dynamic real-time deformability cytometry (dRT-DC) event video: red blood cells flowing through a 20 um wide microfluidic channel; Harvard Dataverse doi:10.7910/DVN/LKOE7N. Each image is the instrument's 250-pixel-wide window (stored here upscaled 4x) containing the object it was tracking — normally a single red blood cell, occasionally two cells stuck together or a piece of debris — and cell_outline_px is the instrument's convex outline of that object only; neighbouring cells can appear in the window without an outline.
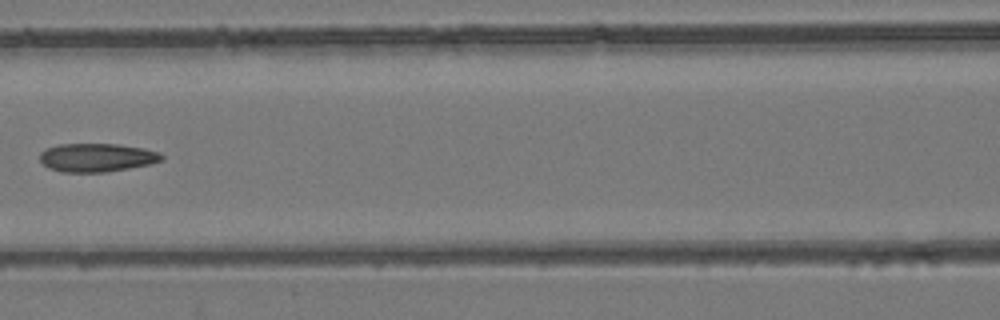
{"species": "common noctule bat (a hibernating species)", "species_latin": "Nyctalus noctula", "temperature_condition": "room temperature", "stored_images_in_passage": 7, "camera_frame_rate_fps": 3000, "um_per_image_px": 0.085, "animal": {"sex": "female", "body_mass_g": 24.6, "forearm_length_mm": 56.2}, "frame": {"image": 1, "passage_image": 7, "time_ms": 7.0, "image_size_px": [1000, 320], "cell_outline_px": [[164, 160], [148, 164], [128, 168], [104, 172], [64, 172], [48, 168], [40, 160], [40, 152], [48, 148], [60, 144], [116, 144], [144, 148], [160, 152], [164, 156]], "centroid_in_image_um": [8.25, 13.39], "position_along_channel_um": 158.4, "area_um2": 20.11}}